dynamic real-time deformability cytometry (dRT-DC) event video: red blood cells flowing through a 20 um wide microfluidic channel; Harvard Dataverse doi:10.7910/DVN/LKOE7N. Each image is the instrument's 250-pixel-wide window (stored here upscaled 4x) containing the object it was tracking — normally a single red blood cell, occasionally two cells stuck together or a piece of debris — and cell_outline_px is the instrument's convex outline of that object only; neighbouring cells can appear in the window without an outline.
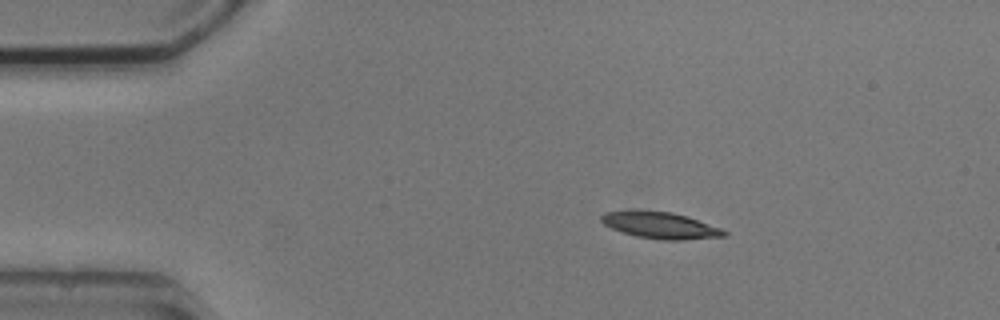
{"species": "common noctule bat (a hibernating species)", "species_latin": "Nyctalus noctula", "temperature_condition": "cold", "stored_images_in_passage": 8, "camera_frame_rate_fps": 3000, "um_per_image_px": 0.085, "animal": {"sex": "male", "body_mass_g": 20.5, "forearm_length_mm": 52.5}, "frame": {"image": 1, "passage_image": 2, "time_ms": 1.0, "image_size_px": [1000, 320], "cell_outline_px": [[728, 232], [724, 236], [684, 240], [664, 240], [636, 236], [612, 228], [604, 224], [600, 220], [600, 216], [604, 212], [632, 208], [636, 208], [672, 212], [688, 216], [720, 228]], "centroid_in_image_um": [56.06, 19.11], "position_along_channel_um": 28.9, "area_um2": 19.42}}
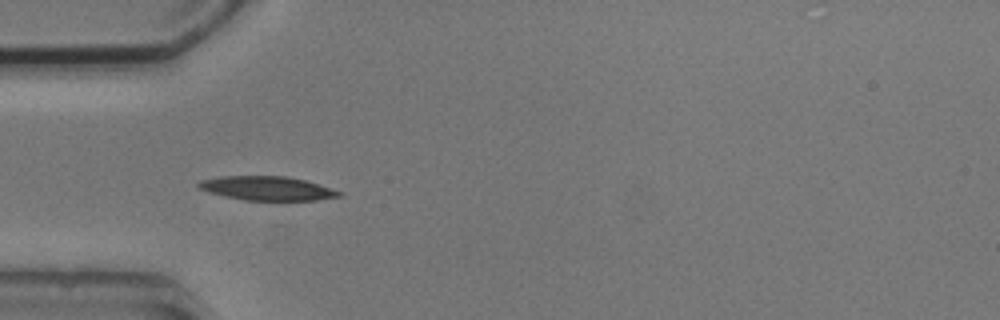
{"frame": {"image": 2, "passage_image": 4, "time_ms": 3.333, "image_size_px": [1000, 320], "cell_outline_px": [[344, 192], [340, 196], [316, 200], [244, 200], [224, 196], [208, 192], [196, 188], [196, 184], [200, 180], [220, 176], [288, 176], [304, 180]], "centroid_in_image_um": [22.65, 16.0], "position_along_channel_um": 62.3, "area_um2": 19.71}}